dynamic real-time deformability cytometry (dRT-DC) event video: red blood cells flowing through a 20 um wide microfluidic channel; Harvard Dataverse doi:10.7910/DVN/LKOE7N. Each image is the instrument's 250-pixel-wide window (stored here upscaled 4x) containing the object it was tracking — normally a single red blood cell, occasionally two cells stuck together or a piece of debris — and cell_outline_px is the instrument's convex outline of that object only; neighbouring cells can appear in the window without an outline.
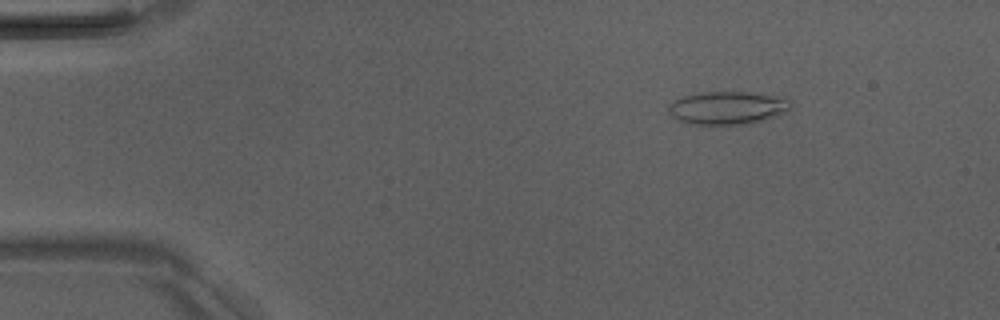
{"species": "Egyptian fruit bat (a non-hibernating species)", "species_latin": "Rousettus aegyptiacus", "temperature_condition": "room temperature", "stored_images_in_passage": 4, "camera_frame_rate_fps": 3000, "um_per_image_px": 0.085, "animal": {"sex": "male"}, "frame": {"image": 1, "passage_image": 2, "time_ms": 1.333, "image_size_px": [1000, 320], "cell_outline_px": [[792, 108], [788, 112], [764, 120], [748, 124], [684, 124], [676, 120], [668, 112], [668, 104], [672, 100], [696, 92], [748, 92], [788, 96], [792, 100]], "centroid_in_image_um": [61.88, 9.15], "position_along_channel_um": 23.1, "area_um2": 24.33}}